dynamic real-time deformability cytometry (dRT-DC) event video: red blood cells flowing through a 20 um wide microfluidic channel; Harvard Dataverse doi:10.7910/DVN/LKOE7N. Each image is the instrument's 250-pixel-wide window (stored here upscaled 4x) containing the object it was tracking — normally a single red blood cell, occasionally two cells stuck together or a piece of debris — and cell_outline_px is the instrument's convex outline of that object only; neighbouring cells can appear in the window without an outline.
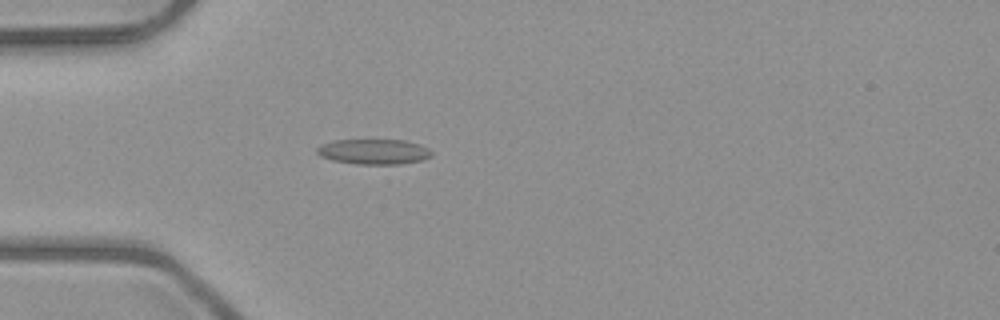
{"species": "common noctule bat (a hibernating species)", "species_latin": "Nyctalus noctula", "temperature_condition": "room temperature", "stored_images_in_passage": 43, "camera_frame_rate_fps": 3000, "um_per_image_px": 0.085, "animal": {"sex": "male", "body_mass_g": 23.1, "forearm_length_mm": 52.7}, "frame": {"image": 1, "passage_image": 7, "time_ms": 2.0, "image_size_px": [1000, 320], "cell_outline_px": [[432, 156], [424, 160], [400, 164], [356, 164], [332, 160], [320, 156], [316, 152], [316, 148], [324, 144], [336, 140], [404, 140], [420, 144], [428, 148], [432, 152]], "centroid_in_image_um": [31.81, 12.9], "position_along_channel_um": 53.2, "area_um2": 16.88}}
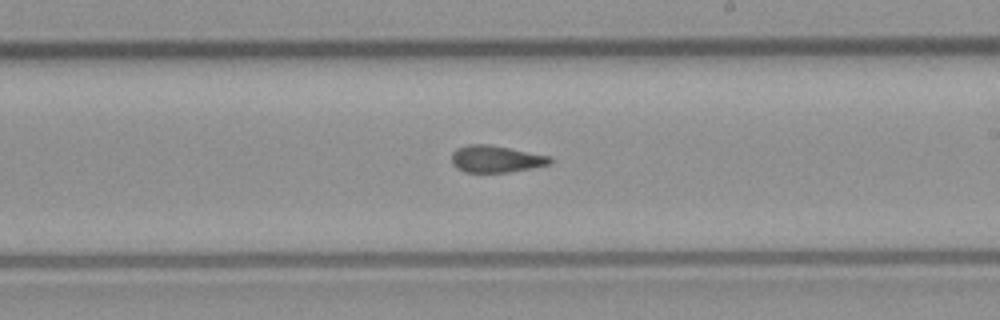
{"frame": {"image": 2, "passage_image": 22, "time_ms": 7.0, "image_size_px": [1000, 320], "cell_outline_px": [[552, 164], [532, 168], [508, 172], [464, 172], [456, 168], [452, 164], [452, 152], [456, 148], [468, 144], [488, 144], [552, 156]], "centroid_in_image_um": [42.16, 13.51], "position_along_channel_um": 246.8, "area_um2": 15.61}}
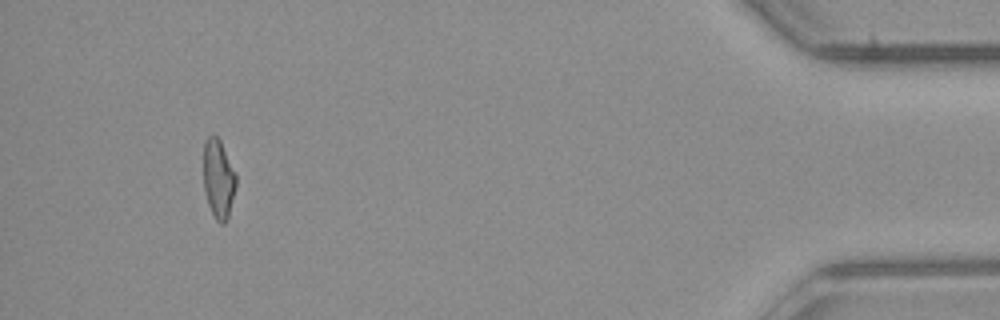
{"frame": {"image": 3, "passage_image": 40, "time_ms": 13.0, "image_size_px": [1000, 320], "cell_outline_px": [[236, 188], [228, 220], [224, 224], [220, 224], [216, 220], [208, 204], [204, 192], [204, 140], [212, 132], [220, 140], [236, 172]], "centroid_in_image_um": [18.58, 15.2], "position_along_channel_um": 416.6, "area_um2": 15.32}, "authors_computed_cell_mechanics": {"area_um2": 15.9528, "velocity_mm_per_s": 4.0256, "shape_relaxation_time_tau1_ms": null, "shape_relaxation_time_tau2_ms": 2.3486, "deformation_change_tau1": null, "deformation_change_tau2": 0.0799}}